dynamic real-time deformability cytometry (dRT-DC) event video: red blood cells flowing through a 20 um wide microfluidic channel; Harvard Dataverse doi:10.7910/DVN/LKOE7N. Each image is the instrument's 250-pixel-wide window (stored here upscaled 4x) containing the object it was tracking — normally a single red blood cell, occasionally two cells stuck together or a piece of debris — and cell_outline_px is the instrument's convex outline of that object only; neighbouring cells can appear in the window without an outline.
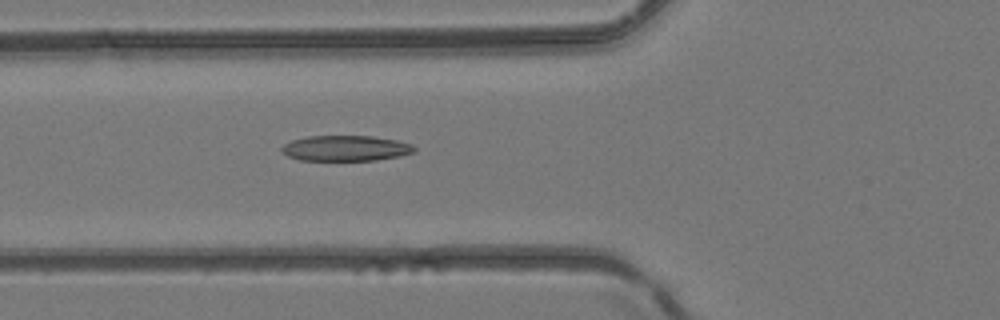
{"species": "common noctule bat (a hibernating species)", "species_latin": "Nyctalus noctula", "temperature_condition": "room temperature", "stored_images_in_passage": 5, "camera_frame_rate_fps": 3000, "um_per_image_px": 0.085, "animal": {"sex": "female", "body_mass_g": 24.6, "forearm_length_mm": 56.2}, "frame": {"image": 1, "passage_image": 5, "time_ms": 1.333, "image_size_px": [1000, 320], "cell_outline_px": [[416, 152], [400, 156], [376, 160], [300, 160], [288, 156], [280, 148], [284, 144], [292, 140], [308, 136], [372, 136], [396, 140], [412, 144], [416, 148]], "centroid_in_image_um": [29.41, 12.6], "position_along_channel_um": 96.4, "area_um2": 19.71}}